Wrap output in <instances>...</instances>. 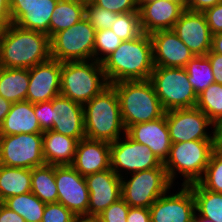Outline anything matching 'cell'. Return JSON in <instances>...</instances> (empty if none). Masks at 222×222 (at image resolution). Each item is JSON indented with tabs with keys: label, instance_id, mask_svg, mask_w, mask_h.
<instances>
[{
	"label": "cell",
	"instance_id": "obj_1",
	"mask_svg": "<svg viewBox=\"0 0 222 222\" xmlns=\"http://www.w3.org/2000/svg\"><path fill=\"white\" fill-rule=\"evenodd\" d=\"M101 63L108 84L150 80L154 69L150 34L142 33L132 40L122 41Z\"/></svg>",
	"mask_w": 222,
	"mask_h": 222
},
{
	"label": "cell",
	"instance_id": "obj_2",
	"mask_svg": "<svg viewBox=\"0 0 222 222\" xmlns=\"http://www.w3.org/2000/svg\"><path fill=\"white\" fill-rule=\"evenodd\" d=\"M51 58L48 35L11 23L0 40V67L32 68Z\"/></svg>",
	"mask_w": 222,
	"mask_h": 222
},
{
	"label": "cell",
	"instance_id": "obj_3",
	"mask_svg": "<svg viewBox=\"0 0 222 222\" xmlns=\"http://www.w3.org/2000/svg\"><path fill=\"white\" fill-rule=\"evenodd\" d=\"M85 137L109 143L126 134L115 88L109 84L83 105Z\"/></svg>",
	"mask_w": 222,
	"mask_h": 222
},
{
	"label": "cell",
	"instance_id": "obj_4",
	"mask_svg": "<svg viewBox=\"0 0 222 222\" xmlns=\"http://www.w3.org/2000/svg\"><path fill=\"white\" fill-rule=\"evenodd\" d=\"M111 85L117 92L126 129L156 120L165 114L150 80L120 81Z\"/></svg>",
	"mask_w": 222,
	"mask_h": 222
},
{
	"label": "cell",
	"instance_id": "obj_5",
	"mask_svg": "<svg viewBox=\"0 0 222 222\" xmlns=\"http://www.w3.org/2000/svg\"><path fill=\"white\" fill-rule=\"evenodd\" d=\"M216 150V140H193L172 143L169 155L163 166L174 186L178 174L181 185L198 182L204 175L212 153Z\"/></svg>",
	"mask_w": 222,
	"mask_h": 222
},
{
	"label": "cell",
	"instance_id": "obj_6",
	"mask_svg": "<svg viewBox=\"0 0 222 222\" xmlns=\"http://www.w3.org/2000/svg\"><path fill=\"white\" fill-rule=\"evenodd\" d=\"M108 85L101 62H62L60 94L72 101L84 105Z\"/></svg>",
	"mask_w": 222,
	"mask_h": 222
},
{
	"label": "cell",
	"instance_id": "obj_7",
	"mask_svg": "<svg viewBox=\"0 0 222 222\" xmlns=\"http://www.w3.org/2000/svg\"><path fill=\"white\" fill-rule=\"evenodd\" d=\"M150 81L165 112L196 107L198 96L184 68L154 67Z\"/></svg>",
	"mask_w": 222,
	"mask_h": 222
},
{
	"label": "cell",
	"instance_id": "obj_8",
	"mask_svg": "<svg viewBox=\"0 0 222 222\" xmlns=\"http://www.w3.org/2000/svg\"><path fill=\"white\" fill-rule=\"evenodd\" d=\"M96 30L86 17L50 38V55L59 62L94 59Z\"/></svg>",
	"mask_w": 222,
	"mask_h": 222
},
{
	"label": "cell",
	"instance_id": "obj_9",
	"mask_svg": "<svg viewBox=\"0 0 222 222\" xmlns=\"http://www.w3.org/2000/svg\"><path fill=\"white\" fill-rule=\"evenodd\" d=\"M121 178V198L130 207L150 208L169 189L173 188L165 168L135 172Z\"/></svg>",
	"mask_w": 222,
	"mask_h": 222
},
{
	"label": "cell",
	"instance_id": "obj_10",
	"mask_svg": "<svg viewBox=\"0 0 222 222\" xmlns=\"http://www.w3.org/2000/svg\"><path fill=\"white\" fill-rule=\"evenodd\" d=\"M42 133L0 135V165L33 169L45 165Z\"/></svg>",
	"mask_w": 222,
	"mask_h": 222
},
{
	"label": "cell",
	"instance_id": "obj_11",
	"mask_svg": "<svg viewBox=\"0 0 222 222\" xmlns=\"http://www.w3.org/2000/svg\"><path fill=\"white\" fill-rule=\"evenodd\" d=\"M110 159L111 169L120 178L143 170L165 168L147 145L135 142L126 134L110 143Z\"/></svg>",
	"mask_w": 222,
	"mask_h": 222
},
{
	"label": "cell",
	"instance_id": "obj_12",
	"mask_svg": "<svg viewBox=\"0 0 222 222\" xmlns=\"http://www.w3.org/2000/svg\"><path fill=\"white\" fill-rule=\"evenodd\" d=\"M166 121L172 143L215 140L213 122L197 107L167 111Z\"/></svg>",
	"mask_w": 222,
	"mask_h": 222
},
{
	"label": "cell",
	"instance_id": "obj_13",
	"mask_svg": "<svg viewBox=\"0 0 222 222\" xmlns=\"http://www.w3.org/2000/svg\"><path fill=\"white\" fill-rule=\"evenodd\" d=\"M57 202L77 217H87L89 191L85 178L71 165H55Z\"/></svg>",
	"mask_w": 222,
	"mask_h": 222
},
{
	"label": "cell",
	"instance_id": "obj_14",
	"mask_svg": "<svg viewBox=\"0 0 222 222\" xmlns=\"http://www.w3.org/2000/svg\"><path fill=\"white\" fill-rule=\"evenodd\" d=\"M178 192L169 189L149 208L151 222H192L195 211V199L188 186L181 185Z\"/></svg>",
	"mask_w": 222,
	"mask_h": 222
},
{
	"label": "cell",
	"instance_id": "obj_15",
	"mask_svg": "<svg viewBox=\"0 0 222 222\" xmlns=\"http://www.w3.org/2000/svg\"><path fill=\"white\" fill-rule=\"evenodd\" d=\"M84 178L89 191L87 218H97L121 198V178L111 168Z\"/></svg>",
	"mask_w": 222,
	"mask_h": 222
},
{
	"label": "cell",
	"instance_id": "obj_16",
	"mask_svg": "<svg viewBox=\"0 0 222 222\" xmlns=\"http://www.w3.org/2000/svg\"><path fill=\"white\" fill-rule=\"evenodd\" d=\"M172 31L194 56H204L211 50L212 34L203 12L185 9Z\"/></svg>",
	"mask_w": 222,
	"mask_h": 222
},
{
	"label": "cell",
	"instance_id": "obj_17",
	"mask_svg": "<svg viewBox=\"0 0 222 222\" xmlns=\"http://www.w3.org/2000/svg\"><path fill=\"white\" fill-rule=\"evenodd\" d=\"M62 62L49 60L29 68L26 101L32 104L50 101L60 94Z\"/></svg>",
	"mask_w": 222,
	"mask_h": 222
},
{
	"label": "cell",
	"instance_id": "obj_18",
	"mask_svg": "<svg viewBox=\"0 0 222 222\" xmlns=\"http://www.w3.org/2000/svg\"><path fill=\"white\" fill-rule=\"evenodd\" d=\"M185 10L183 0H150L138 7L143 33L172 30Z\"/></svg>",
	"mask_w": 222,
	"mask_h": 222
},
{
	"label": "cell",
	"instance_id": "obj_19",
	"mask_svg": "<svg viewBox=\"0 0 222 222\" xmlns=\"http://www.w3.org/2000/svg\"><path fill=\"white\" fill-rule=\"evenodd\" d=\"M154 67L184 68L194 57L191 50L172 30L150 34Z\"/></svg>",
	"mask_w": 222,
	"mask_h": 222
},
{
	"label": "cell",
	"instance_id": "obj_20",
	"mask_svg": "<svg viewBox=\"0 0 222 222\" xmlns=\"http://www.w3.org/2000/svg\"><path fill=\"white\" fill-rule=\"evenodd\" d=\"M126 135L137 143L147 145L164 163L172 145L165 114L153 121L129 126Z\"/></svg>",
	"mask_w": 222,
	"mask_h": 222
},
{
	"label": "cell",
	"instance_id": "obj_21",
	"mask_svg": "<svg viewBox=\"0 0 222 222\" xmlns=\"http://www.w3.org/2000/svg\"><path fill=\"white\" fill-rule=\"evenodd\" d=\"M52 130L78 139L85 138L83 105L59 94L52 99Z\"/></svg>",
	"mask_w": 222,
	"mask_h": 222
},
{
	"label": "cell",
	"instance_id": "obj_22",
	"mask_svg": "<svg viewBox=\"0 0 222 222\" xmlns=\"http://www.w3.org/2000/svg\"><path fill=\"white\" fill-rule=\"evenodd\" d=\"M58 0H35L32 4H10L11 21L18 27L41 32L50 38V20Z\"/></svg>",
	"mask_w": 222,
	"mask_h": 222
},
{
	"label": "cell",
	"instance_id": "obj_23",
	"mask_svg": "<svg viewBox=\"0 0 222 222\" xmlns=\"http://www.w3.org/2000/svg\"><path fill=\"white\" fill-rule=\"evenodd\" d=\"M71 166L83 177L110 169V143L86 137L81 139Z\"/></svg>",
	"mask_w": 222,
	"mask_h": 222
},
{
	"label": "cell",
	"instance_id": "obj_24",
	"mask_svg": "<svg viewBox=\"0 0 222 222\" xmlns=\"http://www.w3.org/2000/svg\"><path fill=\"white\" fill-rule=\"evenodd\" d=\"M20 133H43L34 113V104L26 100L13 103L0 126V135Z\"/></svg>",
	"mask_w": 222,
	"mask_h": 222
},
{
	"label": "cell",
	"instance_id": "obj_25",
	"mask_svg": "<svg viewBox=\"0 0 222 222\" xmlns=\"http://www.w3.org/2000/svg\"><path fill=\"white\" fill-rule=\"evenodd\" d=\"M43 135V156L48 165H71L79 140L57 133L45 131Z\"/></svg>",
	"mask_w": 222,
	"mask_h": 222
},
{
	"label": "cell",
	"instance_id": "obj_26",
	"mask_svg": "<svg viewBox=\"0 0 222 222\" xmlns=\"http://www.w3.org/2000/svg\"><path fill=\"white\" fill-rule=\"evenodd\" d=\"M29 86L27 68L0 67V95L13 103L25 101Z\"/></svg>",
	"mask_w": 222,
	"mask_h": 222
},
{
	"label": "cell",
	"instance_id": "obj_27",
	"mask_svg": "<svg viewBox=\"0 0 222 222\" xmlns=\"http://www.w3.org/2000/svg\"><path fill=\"white\" fill-rule=\"evenodd\" d=\"M31 192V169L0 165V200Z\"/></svg>",
	"mask_w": 222,
	"mask_h": 222
},
{
	"label": "cell",
	"instance_id": "obj_28",
	"mask_svg": "<svg viewBox=\"0 0 222 222\" xmlns=\"http://www.w3.org/2000/svg\"><path fill=\"white\" fill-rule=\"evenodd\" d=\"M187 186L194 195L196 214L212 222H222V193L204 189L198 182Z\"/></svg>",
	"mask_w": 222,
	"mask_h": 222
},
{
	"label": "cell",
	"instance_id": "obj_29",
	"mask_svg": "<svg viewBox=\"0 0 222 222\" xmlns=\"http://www.w3.org/2000/svg\"><path fill=\"white\" fill-rule=\"evenodd\" d=\"M85 4L73 0H58L50 20V38L72 27L85 17Z\"/></svg>",
	"mask_w": 222,
	"mask_h": 222
},
{
	"label": "cell",
	"instance_id": "obj_30",
	"mask_svg": "<svg viewBox=\"0 0 222 222\" xmlns=\"http://www.w3.org/2000/svg\"><path fill=\"white\" fill-rule=\"evenodd\" d=\"M31 192L45 204L57 202L55 165L45 164L31 169Z\"/></svg>",
	"mask_w": 222,
	"mask_h": 222
},
{
	"label": "cell",
	"instance_id": "obj_31",
	"mask_svg": "<svg viewBox=\"0 0 222 222\" xmlns=\"http://www.w3.org/2000/svg\"><path fill=\"white\" fill-rule=\"evenodd\" d=\"M3 204L22 216L26 222H41L46 206L32 192L8 197Z\"/></svg>",
	"mask_w": 222,
	"mask_h": 222
},
{
	"label": "cell",
	"instance_id": "obj_32",
	"mask_svg": "<svg viewBox=\"0 0 222 222\" xmlns=\"http://www.w3.org/2000/svg\"><path fill=\"white\" fill-rule=\"evenodd\" d=\"M184 69L197 96L214 83L211 63L206 55L194 56Z\"/></svg>",
	"mask_w": 222,
	"mask_h": 222
},
{
	"label": "cell",
	"instance_id": "obj_33",
	"mask_svg": "<svg viewBox=\"0 0 222 222\" xmlns=\"http://www.w3.org/2000/svg\"><path fill=\"white\" fill-rule=\"evenodd\" d=\"M196 107L212 122L222 115V84L212 83L198 95Z\"/></svg>",
	"mask_w": 222,
	"mask_h": 222
},
{
	"label": "cell",
	"instance_id": "obj_34",
	"mask_svg": "<svg viewBox=\"0 0 222 222\" xmlns=\"http://www.w3.org/2000/svg\"><path fill=\"white\" fill-rule=\"evenodd\" d=\"M111 31H113L121 41H128L139 37L143 33L139 12L117 13V20L112 25Z\"/></svg>",
	"mask_w": 222,
	"mask_h": 222
},
{
	"label": "cell",
	"instance_id": "obj_35",
	"mask_svg": "<svg viewBox=\"0 0 222 222\" xmlns=\"http://www.w3.org/2000/svg\"><path fill=\"white\" fill-rule=\"evenodd\" d=\"M198 183L204 189L222 193V156L216 150L212 153L204 175Z\"/></svg>",
	"mask_w": 222,
	"mask_h": 222
},
{
	"label": "cell",
	"instance_id": "obj_36",
	"mask_svg": "<svg viewBox=\"0 0 222 222\" xmlns=\"http://www.w3.org/2000/svg\"><path fill=\"white\" fill-rule=\"evenodd\" d=\"M121 42L111 29L96 31L94 60L102 62L120 46Z\"/></svg>",
	"mask_w": 222,
	"mask_h": 222
},
{
	"label": "cell",
	"instance_id": "obj_37",
	"mask_svg": "<svg viewBox=\"0 0 222 222\" xmlns=\"http://www.w3.org/2000/svg\"><path fill=\"white\" fill-rule=\"evenodd\" d=\"M85 17L96 31L111 29L117 20V13L95 6L93 3L85 6Z\"/></svg>",
	"mask_w": 222,
	"mask_h": 222
},
{
	"label": "cell",
	"instance_id": "obj_38",
	"mask_svg": "<svg viewBox=\"0 0 222 222\" xmlns=\"http://www.w3.org/2000/svg\"><path fill=\"white\" fill-rule=\"evenodd\" d=\"M76 218L63 204L55 202L46 204L41 222H73Z\"/></svg>",
	"mask_w": 222,
	"mask_h": 222
},
{
	"label": "cell",
	"instance_id": "obj_39",
	"mask_svg": "<svg viewBox=\"0 0 222 222\" xmlns=\"http://www.w3.org/2000/svg\"><path fill=\"white\" fill-rule=\"evenodd\" d=\"M130 206L122 199H118L106 208L98 217L99 222H127Z\"/></svg>",
	"mask_w": 222,
	"mask_h": 222
},
{
	"label": "cell",
	"instance_id": "obj_40",
	"mask_svg": "<svg viewBox=\"0 0 222 222\" xmlns=\"http://www.w3.org/2000/svg\"><path fill=\"white\" fill-rule=\"evenodd\" d=\"M93 4L118 14L138 12L135 0H94Z\"/></svg>",
	"mask_w": 222,
	"mask_h": 222
},
{
	"label": "cell",
	"instance_id": "obj_41",
	"mask_svg": "<svg viewBox=\"0 0 222 222\" xmlns=\"http://www.w3.org/2000/svg\"><path fill=\"white\" fill-rule=\"evenodd\" d=\"M52 100L34 104V113L42 132L52 130Z\"/></svg>",
	"mask_w": 222,
	"mask_h": 222
},
{
	"label": "cell",
	"instance_id": "obj_42",
	"mask_svg": "<svg viewBox=\"0 0 222 222\" xmlns=\"http://www.w3.org/2000/svg\"><path fill=\"white\" fill-rule=\"evenodd\" d=\"M203 13L211 34L222 33V1Z\"/></svg>",
	"mask_w": 222,
	"mask_h": 222
},
{
	"label": "cell",
	"instance_id": "obj_43",
	"mask_svg": "<svg viewBox=\"0 0 222 222\" xmlns=\"http://www.w3.org/2000/svg\"><path fill=\"white\" fill-rule=\"evenodd\" d=\"M127 222H151L149 208L130 207L126 218Z\"/></svg>",
	"mask_w": 222,
	"mask_h": 222
},
{
	"label": "cell",
	"instance_id": "obj_44",
	"mask_svg": "<svg viewBox=\"0 0 222 222\" xmlns=\"http://www.w3.org/2000/svg\"><path fill=\"white\" fill-rule=\"evenodd\" d=\"M209 59L214 75V82L222 84V54L213 53L211 50L206 54Z\"/></svg>",
	"mask_w": 222,
	"mask_h": 222
},
{
	"label": "cell",
	"instance_id": "obj_45",
	"mask_svg": "<svg viewBox=\"0 0 222 222\" xmlns=\"http://www.w3.org/2000/svg\"><path fill=\"white\" fill-rule=\"evenodd\" d=\"M222 0H186L185 9L195 12H204L206 9L215 6Z\"/></svg>",
	"mask_w": 222,
	"mask_h": 222
},
{
	"label": "cell",
	"instance_id": "obj_46",
	"mask_svg": "<svg viewBox=\"0 0 222 222\" xmlns=\"http://www.w3.org/2000/svg\"><path fill=\"white\" fill-rule=\"evenodd\" d=\"M0 222H26L25 219L15 211L10 210L3 203L0 206Z\"/></svg>",
	"mask_w": 222,
	"mask_h": 222
},
{
	"label": "cell",
	"instance_id": "obj_47",
	"mask_svg": "<svg viewBox=\"0 0 222 222\" xmlns=\"http://www.w3.org/2000/svg\"><path fill=\"white\" fill-rule=\"evenodd\" d=\"M0 21H11L10 0H0Z\"/></svg>",
	"mask_w": 222,
	"mask_h": 222
},
{
	"label": "cell",
	"instance_id": "obj_48",
	"mask_svg": "<svg viewBox=\"0 0 222 222\" xmlns=\"http://www.w3.org/2000/svg\"><path fill=\"white\" fill-rule=\"evenodd\" d=\"M211 51L213 53L222 54V33L212 35Z\"/></svg>",
	"mask_w": 222,
	"mask_h": 222
},
{
	"label": "cell",
	"instance_id": "obj_49",
	"mask_svg": "<svg viewBox=\"0 0 222 222\" xmlns=\"http://www.w3.org/2000/svg\"><path fill=\"white\" fill-rule=\"evenodd\" d=\"M11 106L12 103L0 95V126L3 123L5 116L9 113Z\"/></svg>",
	"mask_w": 222,
	"mask_h": 222
},
{
	"label": "cell",
	"instance_id": "obj_50",
	"mask_svg": "<svg viewBox=\"0 0 222 222\" xmlns=\"http://www.w3.org/2000/svg\"><path fill=\"white\" fill-rule=\"evenodd\" d=\"M213 134L215 140H222V115L213 122Z\"/></svg>",
	"mask_w": 222,
	"mask_h": 222
},
{
	"label": "cell",
	"instance_id": "obj_51",
	"mask_svg": "<svg viewBox=\"0 0 222 222\" xmlns=\"http://www.w3.org/2000/svg\"><path fill=\"white\" fill-rule=\"evenodd\" d=\"M12 23V21H0V40L2 39L5 29Z\"/></svg>",
	"mask_w": 222,
	"mask_h": 222
},
{
	"label": "cell",
	"instance_id": "obj_52",
	"mask_svg": "<svg viewBox=\"0 0 222 222\" xmlns=\"http://www.w3.org/2000/svg\"><path fill=\"white\" fill-rule=\"evenodd\" d=\"M73 222H99L97 218L77 217Z\"/></svg>",
	"mask_w": 222,
	"mask_h": 222
},
{
	"label": "cell",
	"instance_id": "obj_53",
	"mask_svg": "<svg viewBox=\"0 0 222 222\" xmlns=\"http://www.w3.org/2000/svg\"><path fill=\"white\" fill-rule=\"evenodd\" d=\"M35 0H10V4H32Z\"/></svg>",
	"mask_w": 222,
	"mask_h": 222
},
{
	"label": "cell",
	"instance_id": "obj_54",
	"mask_svg": "<svg viewBox=\"0 0 222 222\" xmlns=\"http://www.w3.org/2000/svg\"><path fill=\"white\" fill-rule=\"evenodd\" d=\"M192 222H212V221H209V220H207V219H204V218H202V217H199V216L195 213Z\"/></svg>",
	"mask_w": 222,
	"mask_h": 222
},
{
	"label": "cell",
	"instance_id": "obj_55",
	"mask_svg": "<svg viewBox=\"0 0 222 222\" xmlns=\"http://www.w3.org/2000/svg\"><path fill=\"white\" fill-rule=\"evenodd\" d=\"M216 151L222 156V140L216 141Z\"/></svg>",
	"mask_w": 222,
	"mask_h": 222
},
{
	"label": "cell",
	"instance_id": "obj_56",
	"mask_svg": "<svg viewBox=\"0 0 222 222\" xmlns=\"http://www.w3.org/2000/svg\"><path fill=\"white\" fill-rule=\"evenodd\" d=\"M73 1L80 2L87 5V4L93 3L94 0H73Z\"/></svg>",
	"mask_w": 222,
	"mask_h": 222
},
{
	"label": "cell",
	"instance_id": "obj_57",
	"mask_svg": "<svg viewBox=\"0 0 222 222\" xmlns=\"http://www.w3.org/2000/svg\"><path fill=\"white\" fill-rule=\"evenodd\" d=\"M150 1V0H135L136 5L139 7L141 6L143 3Z\"/></svg>",
	"mask_w": 222,
	"mask_h": 222
}]
</instances>
